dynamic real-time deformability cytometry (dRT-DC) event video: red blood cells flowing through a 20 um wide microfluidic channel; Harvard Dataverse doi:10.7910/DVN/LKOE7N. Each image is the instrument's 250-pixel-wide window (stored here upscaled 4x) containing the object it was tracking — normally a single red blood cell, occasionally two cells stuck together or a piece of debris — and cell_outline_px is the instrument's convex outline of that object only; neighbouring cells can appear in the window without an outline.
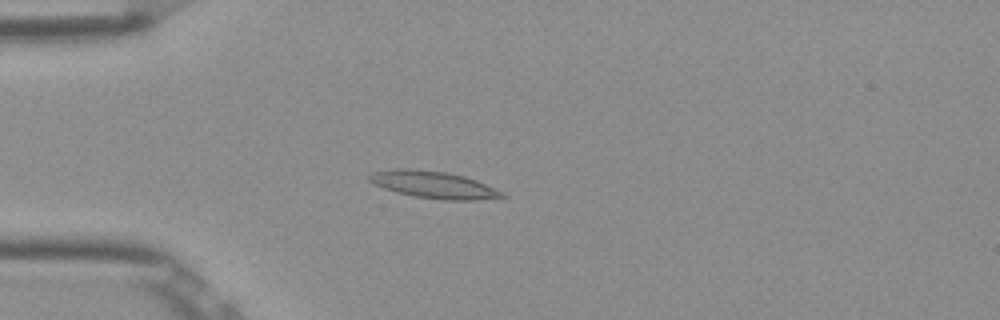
{"species": "Egyptian fruit bat (a non-hibernating species)", "species_latin": "Rousettus aegyptiacus", "temperature_condition": "room temperature", "stored_images_in_passage": 53, "camera_frame_rate_fps": 3000, "um_per_image_px": 0.085, "frame": {"image": 1, "passage_image": 15, "time_ms": 4.667, "image_size_px": [1000, 320], "cell_outline_px": [[508, 196], [476, 200], [444, 200], [416, 196], [396, 192], [384, 188], [368, 180], [368, 176], [372, 172], [396, 168], [408, 168], [448, 172], [464, 176], [476, 180], [504, 192]], "centroid_in_image_um": [36.87, 15.69], "position_along_channel_um": 48.1, "area_um2": 20.87}}
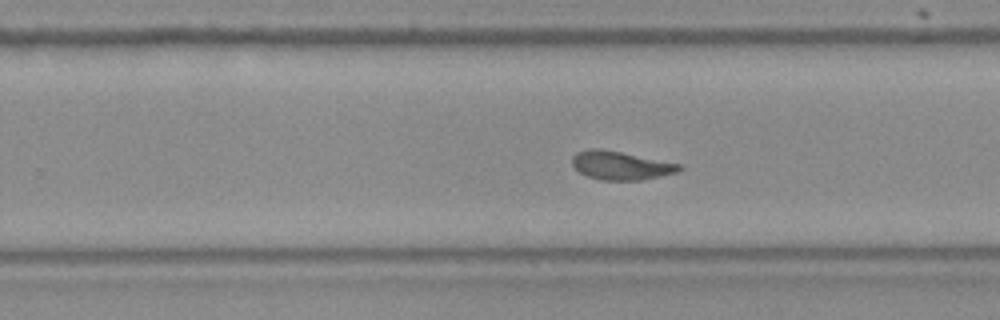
{"frame": {"image": 2, "passage_image": 34, "time_ms": 11.0, "image_size_px": [1000, 320], "cell_outline_px": [[684, 168], [680, 172], [640, 180], [600, 180], [588, 176], [580, 172], [572, 164], [572, 156], [576, 152], [588, 148], [600, 148], [680, 164]], "centroid_in_image_um": [52.76, 14.06], "position_along_channel_um": 277.0, "area_um2": 17.74}}
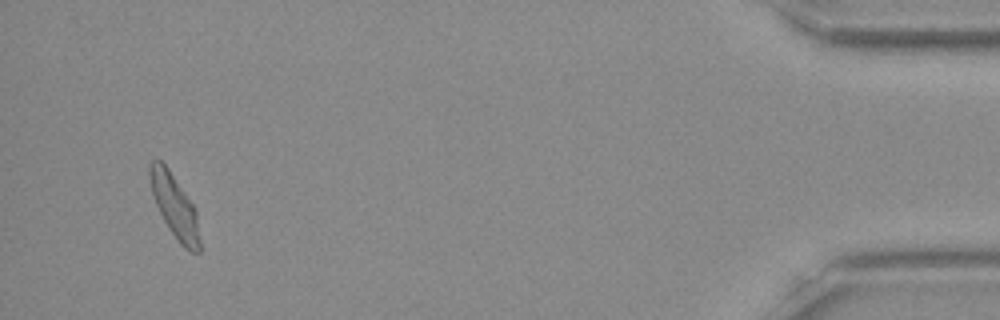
{"frame": {"image": 3, "passage_image": 51, "time_ms": 16.667, "image_size_px": [1000, 320], "cell_outline_px": [[200, 252], [188, 252], [180, 244], [164, 220], [152, 196], [148, 172], [148, 164], [152, 160], [160, 160], [168, 168], [196, 208], [200, 240]], "centroid_in_image_um": [14.84, 17.52], "position_along_channel_um": 420.4, "area_um2": 18.44}, "authors_computed_cell_mechanics": {"area_um2": 18.496, "velocity_mm_per_s": 3.8642, "shape_relaxation_time_tau1_ms": 7.5077, "shape_relaxation_time_tau2_ms": 1.9269, "deformation_change_tau1": 0.222, "deformation_change_tau2": 0.0846}}